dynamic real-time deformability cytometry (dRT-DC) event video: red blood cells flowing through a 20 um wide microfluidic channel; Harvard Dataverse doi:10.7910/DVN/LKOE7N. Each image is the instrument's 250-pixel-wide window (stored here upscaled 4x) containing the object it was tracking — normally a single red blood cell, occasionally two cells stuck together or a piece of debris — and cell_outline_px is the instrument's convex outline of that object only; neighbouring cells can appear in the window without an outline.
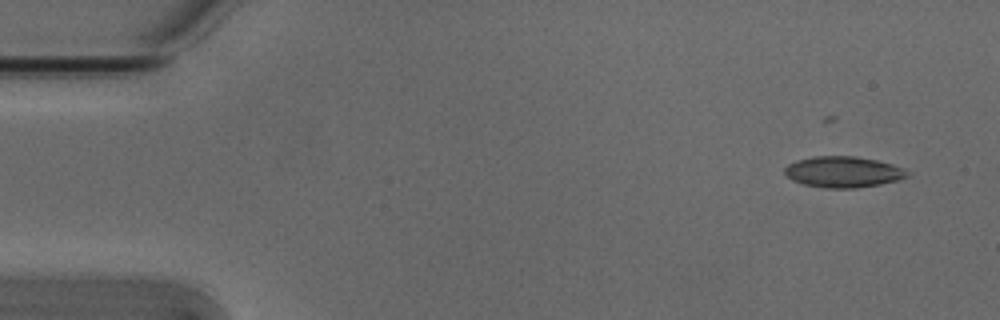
{"species": "Egyptian fruit bat (a non-hibernating species)", "species_latin": "Rousettus aegyptiacus", "temperature_condition": "cold", "stored_images_in_passage": 9, "camera_frame_rate_fps": 3000, "um_per_image_px": 0.085, "animal": {"sex": "male"}, "frame": {"image": 1, "passage_image": 1, "time_ms": 0.0, "image_size_px": [1000, 320], "cell_outline_px": [[912, 172], [908, 176], [900, 180], [880, 184], [856, 188], [824, 188], [804, 184], [792, 180], [784, 172], [784, 168], [788, 164], [796, 160], [816, 156], [856, 156], [876, 160], [892, 164], [904, 168]], "centroid_in_image_um": [71.71, 14.61], "position_along_channel_um": 13.3, "area_um2": 22.31}}